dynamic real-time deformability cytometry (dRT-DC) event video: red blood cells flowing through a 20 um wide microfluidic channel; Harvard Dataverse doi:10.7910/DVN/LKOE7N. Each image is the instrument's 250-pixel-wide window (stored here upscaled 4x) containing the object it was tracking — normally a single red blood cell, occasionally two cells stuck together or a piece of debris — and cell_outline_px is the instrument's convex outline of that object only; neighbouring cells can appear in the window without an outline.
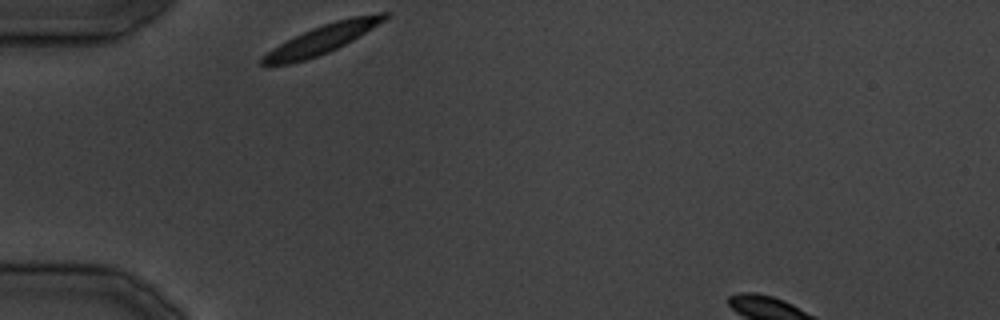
{"species": "common noctule bat (a hibernating species)", "species_latin": "Nyctalus noctula", "temperature_condition": "cold", "stored_images_in_passage": 21, "camera_frame_rate_fps": 3000, "um_per_image_px": 0.085, "animal": {"sex": "male", "body_mass_g": 19.5, "forearm_length_mm": 54.6}, "frame": {"image": 1, "passage_image": 1, "time_ms": 0.0, "image_size_px": [1000, 320], "cell_outline_px": [[392, 12], [384, 20], [352, 40], [328, 52], [304, 60], [288, 64], [268, 68], [260, 64], [260, 60], [272, 48], [312, 28], [336, 20], [352, 16], [380, 12]], "centroid_in_image_um": [27.32, 3.35], "position_along_channel_um": 57.7, "area_um2": 20.29}}
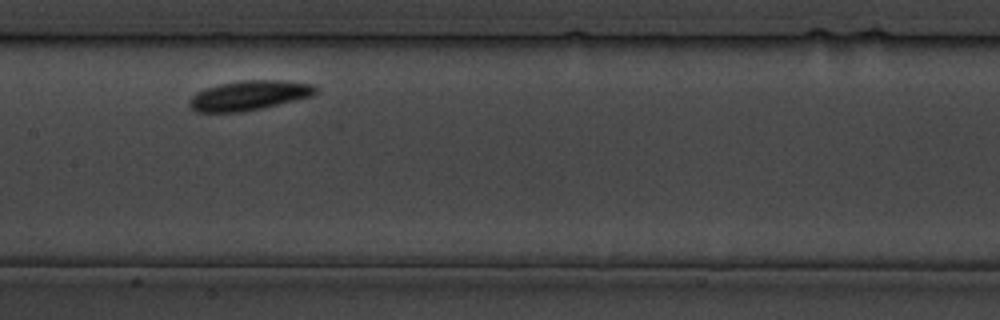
{"frame": {"image": 2, "passage_image": 9, "time_ms": 10.0, "image_size_px": [1000, 320], "cell_outline_px": [[316, 92], [312, 96], [260, 108], [240, 112], [196, 112], [188, 104], [188, 100], [196, 92], [220, 84], [240, 80], [280, 80], [312, 84], [316, 88]], "centroid_in_image_um": [21.13, 8.11], "position_along_channel_um": 186.3, "area_um2": 21.56}}
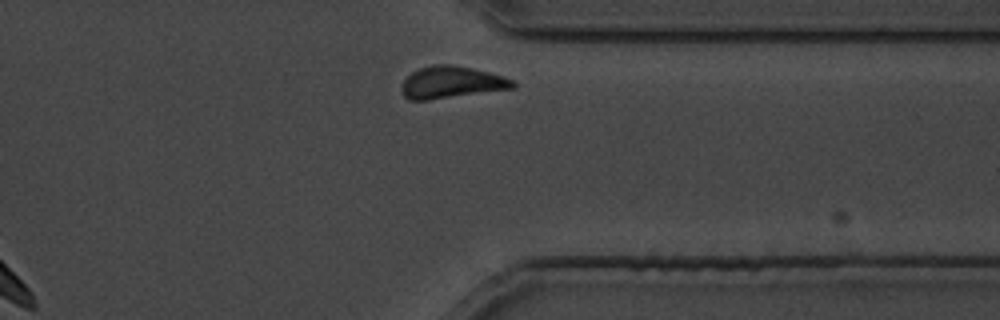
{"frame": {"image": 3, "passage_image": 20, "time_ms": 23.333, "image_size_px": [1000, 320], "cell_outline_px": [[516, 88], [428, 100], [408, 100], [404, 96], [400, 88], [404, 80], [412, 72], [420, 68], [432, 64], [452, 64], [472, 68], [504, 76], [516, 80]], "centroid_in_image_um": [38.4, 7.0], "position_along_channel_um": 373.0, "area_um2": 20.92}}